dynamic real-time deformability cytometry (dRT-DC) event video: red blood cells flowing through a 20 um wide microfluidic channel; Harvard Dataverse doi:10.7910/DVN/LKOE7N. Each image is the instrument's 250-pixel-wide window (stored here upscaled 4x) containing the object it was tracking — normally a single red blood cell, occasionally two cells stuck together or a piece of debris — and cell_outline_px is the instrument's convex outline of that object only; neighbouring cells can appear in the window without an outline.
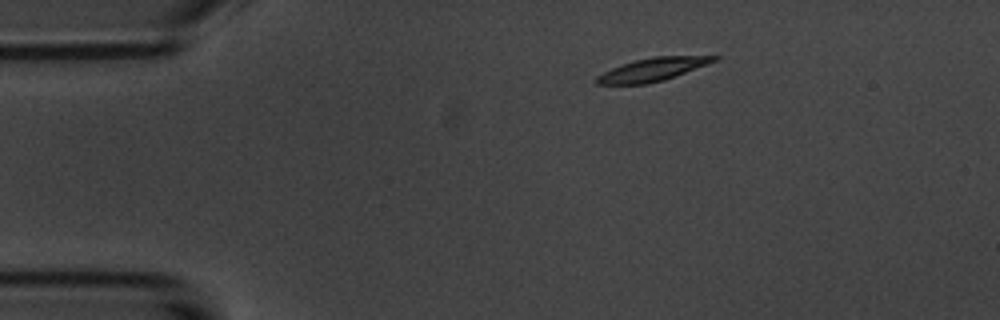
{"species": "common noctule bat (a hibernating species)", "species_latin": "Nyctalus noctula", "temperature_condition": "room temperature", "stored_images_in_passage": 8, "camera_frame_rate_fps": 3000, "um_per_image_px": 0.085, "animal": {"sex": "male", "body_mass_g": 20.1, "forearm_length_mm": 53.5}, "frame": {"image": 1, "passage_image": 2, "time_ms": 1.0, "image_size_px": [1000, 320], "cell_outline_px": [[720, 56], [716, 60], [708, 64], [664, 80], [644, 84], [596, 84], [592, 80], [596, 76], [612, 68], [636, 60], [652, 56]], "centroid_in_image_um": [55.43, 5.91], "position_along_channel_um": 29.6, "area_um2": 15.61}}
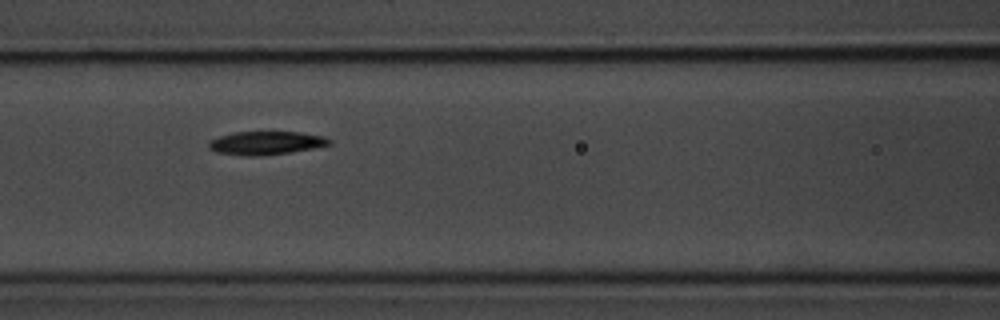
{"frame": {"image": 2, "passage_image": 6, "time_ms": 5.667, "image_size_px": [1000, 320], "cell_outline_px": [[332, 144], [312, 148], [288, 152], [256, 156], [248, 156], [216, 152], [208, 148], [208, 140], [220, 136], [236, 132], [300, 132], [324, 136], [332, 140]], "centroid_in_image_um": [22.59, 12.14], "position_along_channel_um": 144.0, "area_um2": 16.3}}
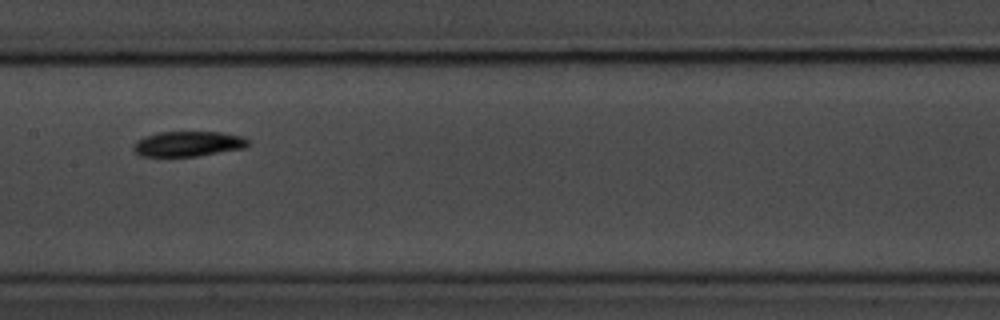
{"frame": {"image": 3, "passage_image": 7, "time_ms": 7.0, "image_size_px": [1000, 320], "cell_outline_px": [[248, 144], [244, 148], [196, 156], [140, 156], [132, 148], [132, 144], [136, 140], [144, 136], [160, 132], [220, 132], [240, 136], [248, 140]], "centroid_in_image_um": [15.92, 12.22], "position_along_channel_um": 191.5, "area_um2": 16.7}}